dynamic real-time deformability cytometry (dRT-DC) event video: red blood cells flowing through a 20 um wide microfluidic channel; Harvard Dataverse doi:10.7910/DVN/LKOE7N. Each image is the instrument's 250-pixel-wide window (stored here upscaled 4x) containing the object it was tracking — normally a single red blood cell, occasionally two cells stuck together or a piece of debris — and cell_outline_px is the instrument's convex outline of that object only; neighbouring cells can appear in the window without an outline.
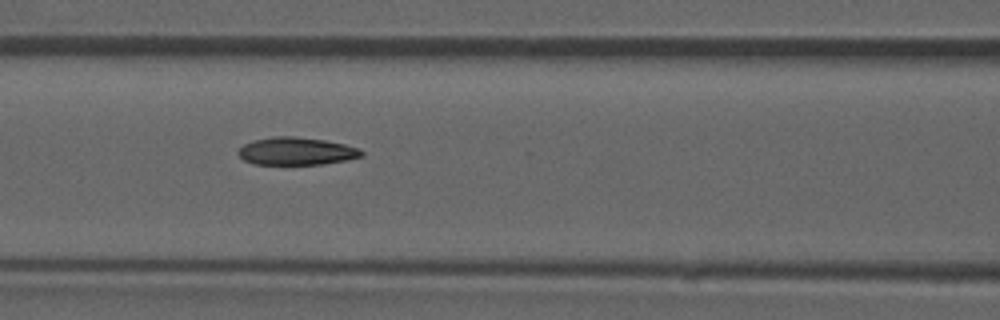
{"species": "common noctule bat (a hibernating species)", "species_latin": "Nyctalus noctula", "temperature_condition": "room temperature", "stored_images_in_passage": 53, "camera_frame_rate_fps": 3000, "um_per_image_px": 0.085, "animal": {"sex": "male", "forearm_length_mm": 52.5}, "frame": {"image": 1, "passage_image": 23, "time_ms": 7.333, "image_size_px": [1000, 320], "cell_outline_px": [[364, 156], [348, 160], [320, 164], [256, 164], [244, 160], [236, 152], [244, 144], [256, 140], [276, 136], [292, 136], [324, 140], [344, 144], [360, 148], [364, 152]], "centroid_in_image_um": [25.24, 12.85], "position_along_channel_um": 141.4, "area_um2": 19.77}, "authors_computed_cell_mechanics": {"area_um2": 20.3456, "velocity_mm_per_s": 3.8851, "shape_relaxation_time_tau1_ms": 5.6742, "shape_relaxation_time_tau2_ms": 3.1424, "deformation_change_tau1": 0.1757, "deformation_change_tau2": 0.1105}}